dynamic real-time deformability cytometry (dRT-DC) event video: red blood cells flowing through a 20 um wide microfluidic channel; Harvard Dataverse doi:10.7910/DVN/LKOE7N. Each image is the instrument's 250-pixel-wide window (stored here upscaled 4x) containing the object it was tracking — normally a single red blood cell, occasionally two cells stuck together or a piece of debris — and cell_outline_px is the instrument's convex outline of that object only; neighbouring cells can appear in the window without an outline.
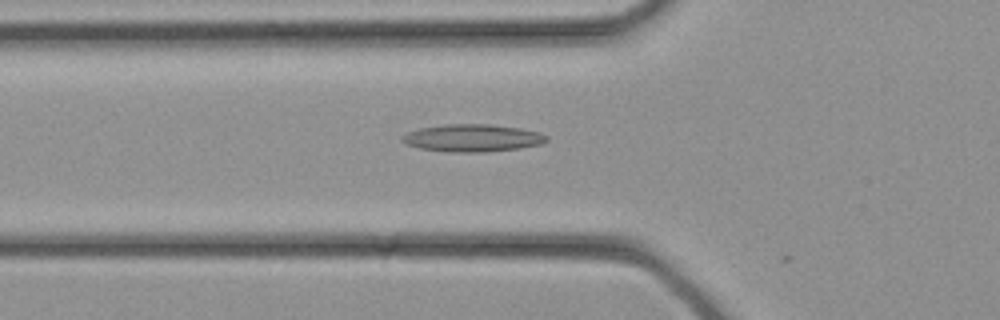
{"species": "common noctule bat (a hibernating species)", "species_latin": "Nyctalus noctula", "temperature_condition": "cold", "stored_images_in_passage": 4, "camera_frame_rate_fps": 3000, "um_per_image_px": 0.085, "animal": {"sex": "female", "body_mass_g": 21.9}, "frame": {"image": 1, "passage_image": 3, "time_ms": 0.667, "image_size_px": [1000, 320], "cell_outline_px": [[548, 140], [540, 144], [520, 148], [488, 152], [452, 152], [420, 148], [408, 144], [400, 140], [400, 136], [408, 132], [420, 128], [444, 124], [488, 124], [520, 128], [540, 132], [548, 136]], "centroid_in_image_um": [40.17, 11.72], "position_along_channel_um": 85.6, "area_um2": 23.12}}